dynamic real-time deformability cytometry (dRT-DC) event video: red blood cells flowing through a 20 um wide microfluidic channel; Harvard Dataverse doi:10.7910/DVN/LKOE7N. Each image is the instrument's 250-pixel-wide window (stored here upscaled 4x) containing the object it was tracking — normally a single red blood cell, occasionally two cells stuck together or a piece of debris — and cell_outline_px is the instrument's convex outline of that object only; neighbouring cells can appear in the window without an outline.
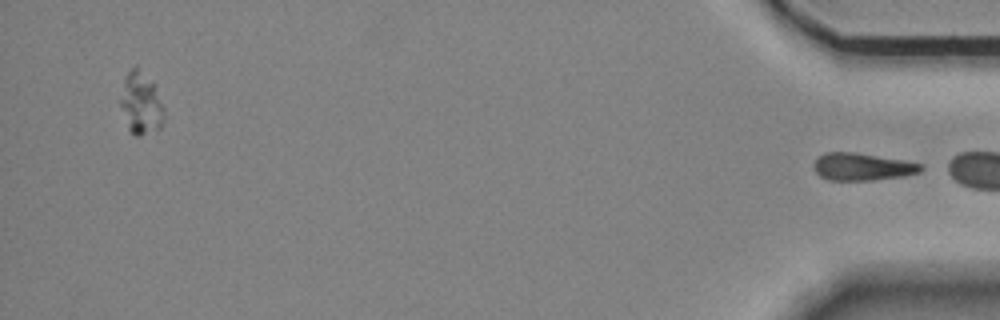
{"species": "Egyptian fruit bat (a non-hibernating species)", "species_latin": "Rousettus aegyptiacus", "temperature_condition": "room temperature", "stored_images_in_passage": 51, "segment_of_instrument_passage": [2, 2], "camera_frame_rate_fps": 3000, "um_per_image_px": 0.085, "animal": {"sex": "female"}, "frame": {"image": 1, "passage_image": 51, "time_ms": 16.667, "image_size_px": [1000, 320], "cell_outline_px": [[924, 168], [920, 172], [904, 176], [872, 180], [828, 180], [820, 176], [816, 172], [816, 160], [824, 152], [852, 152], [904, 160], [920, 164]], "centroid_in_image_um": [73.32, 14.18], "position_along_channel_um": 361.9, "area_um2": 16.82}}